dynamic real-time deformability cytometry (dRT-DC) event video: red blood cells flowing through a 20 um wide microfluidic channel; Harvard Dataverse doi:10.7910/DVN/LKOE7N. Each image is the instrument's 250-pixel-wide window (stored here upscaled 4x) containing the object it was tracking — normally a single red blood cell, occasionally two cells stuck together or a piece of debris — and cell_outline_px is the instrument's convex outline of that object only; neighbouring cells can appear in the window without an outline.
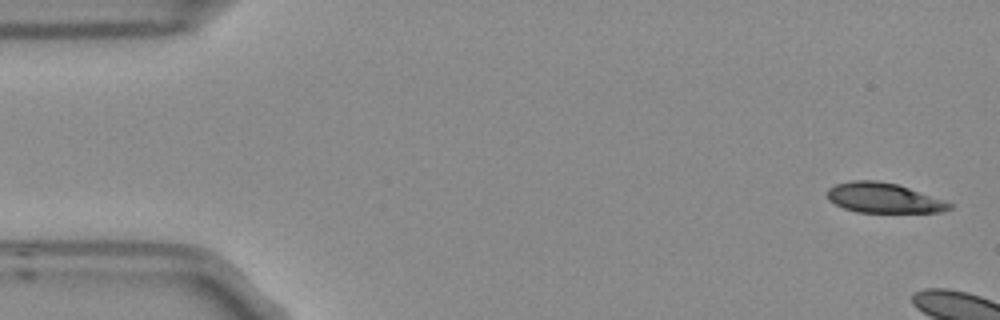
{"species": "Egyptian fruit bat (a non-hibernating species)", "species_latin": "Rousettus aegyptiacus", "temperature_condition": "room temperature", "stored_images_in_passage": 5, "camera_frame_rate_fps": 3000, "um_per_image_px": 0.085, "frame": {"image": 1, "passage_image": 1, "time_ms": 0.0, "image_size_px": [1000, 320], "cell_outline_px": [[952, 208], [944, 212], [856, 212], [844, 208], [828, 200], [824, 192], [828, 188], [836, 184], [852, 180], [880, 180], [896, 184], [944, 200], [952, 204]], "centroid_in_image_um": [75.06, 16.82], "position_along_channel_um": 9.9, "area_um2": 21.39}}
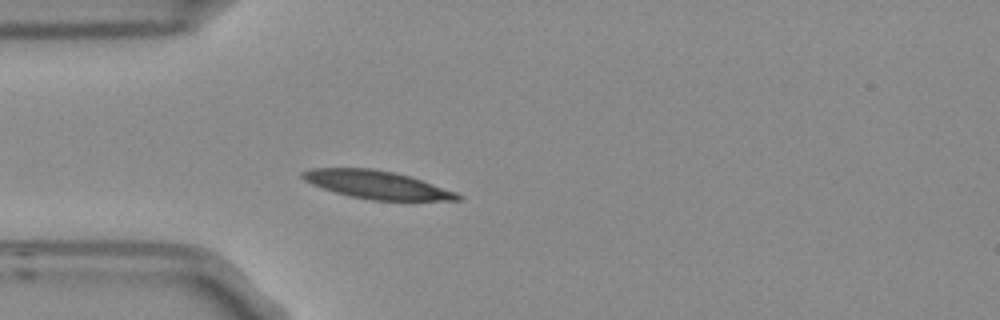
{"frame": {"image": 2, "passage_image": 5, "time_ms": 1.333, "image_size_px": [1000, 320], "cell_outline_px": [[464, 196], [460, 200], [372, 200], [352, 196], [336, 192], [312, 184], [304, 180], [300, 176], [300, 172], [312, 168], [372, 168], [396, 172], [456, 192]], "centroid_in_image_um": [32.01, 15.69], "position_along_channel_um": 53.0, "area_um2": 25.03}}